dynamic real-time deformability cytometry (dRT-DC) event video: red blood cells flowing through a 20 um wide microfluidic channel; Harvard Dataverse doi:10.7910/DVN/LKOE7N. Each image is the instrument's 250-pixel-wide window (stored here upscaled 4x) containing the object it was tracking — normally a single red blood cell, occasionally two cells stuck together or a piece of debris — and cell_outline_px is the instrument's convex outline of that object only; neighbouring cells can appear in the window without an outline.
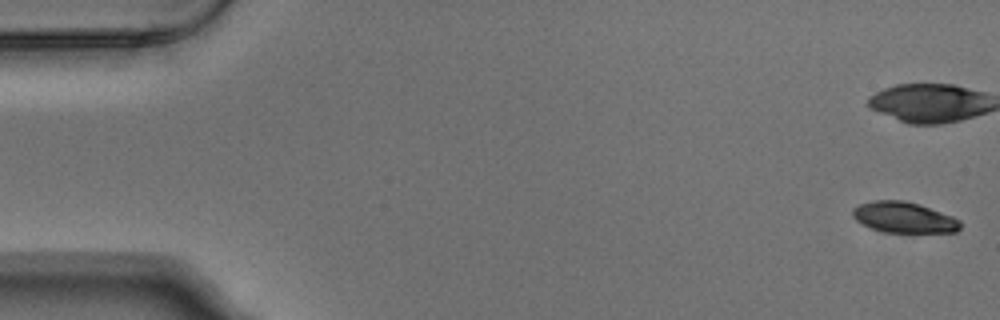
{"species": "Egyptian fruit bat (a non-hibernating species)", "species_latin": "Rousettus aegyptiacus", "temperature_condition": "warm", "stored_images_in_passage": 5, "camera_frame_rate_fps": 3000, "um_per_image_px": 0.085, "animal": {"sex": "male"}, "frame": {"image": 1, "passage_image": 1, "time_ms": 0.0, "image_size_px": [1000, 320], "cell_outline_px": [[960, 228], [956, 232], [884, 232], [872, 228], [856, 220], [852, 216], [852, 208], [860, 204], [872, 200], [904, 200], [920, 204], [952, 216], [960, 220]], "centroid_in_image_um": [76.82, 18.47], "position_along_channel_um": 8.2, "area_um2": 19.31}}